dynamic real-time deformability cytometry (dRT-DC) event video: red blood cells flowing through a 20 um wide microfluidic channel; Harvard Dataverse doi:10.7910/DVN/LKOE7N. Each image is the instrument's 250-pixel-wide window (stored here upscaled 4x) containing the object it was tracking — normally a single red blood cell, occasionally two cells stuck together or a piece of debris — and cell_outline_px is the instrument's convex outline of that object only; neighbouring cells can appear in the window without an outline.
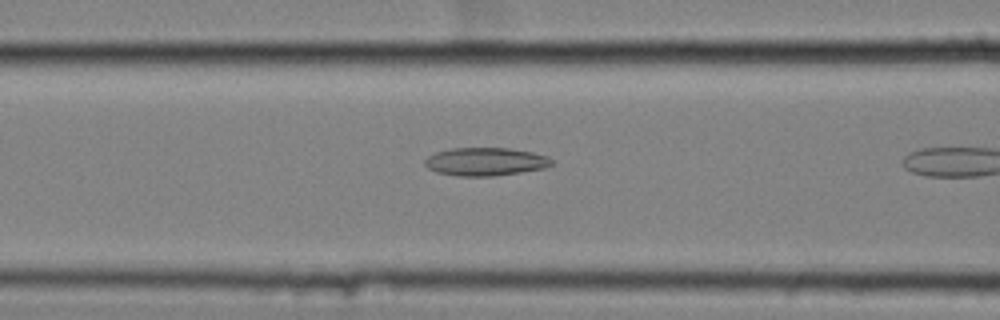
{"species": "common noctule bat (a hibernating species)", "species_latin": "Nyctalus noctula", "temperature_condition": "cold", "stored_images_in_passage": 8, "camera_frame_rate_fps": 3000, "um_per_image_px": 0.085, "animal": {"sex": "female", "body_mass_g": 25.1}, "frame": {"image": 1, "passage_image": 7, "time_ms": 2.0, "image_size_px": [1000, 320], "cell_outline_px": [[556, 164], [544, 168], [520, 172], [492, 176], [456, 176], [436, 172], [428, 168], [424, 164], [424, 160], [428, 156], [436, 152], [452, 148], [508, 148], [532, 152], [548, 156], [556, 160]], "centroid_in_image_um": [41.3, 13.74], "position_along_channel_um": 125.3, "area_um2": 20.98}}